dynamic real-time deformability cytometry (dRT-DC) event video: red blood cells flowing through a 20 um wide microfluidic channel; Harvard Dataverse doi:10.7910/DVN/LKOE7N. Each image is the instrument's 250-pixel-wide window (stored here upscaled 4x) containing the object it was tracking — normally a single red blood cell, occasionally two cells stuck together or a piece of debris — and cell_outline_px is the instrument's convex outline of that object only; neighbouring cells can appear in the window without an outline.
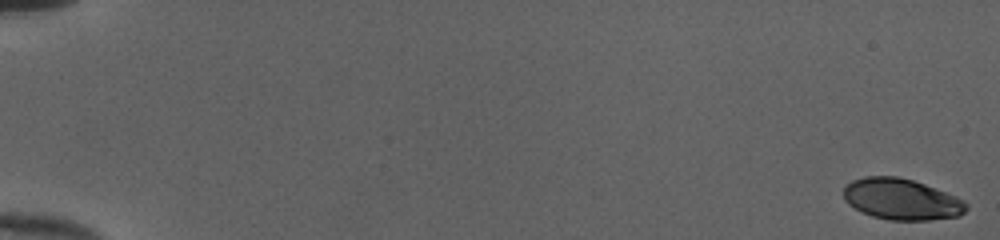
{"species": "human", "species_latin": "Homo sapiens", "temperature_condition": "cold", "stored_images_in_passage": 53, "camera_frame_rate_fps": 3000, "um_per_image_px": 0.085, "donor": {"sex": "female"}, "frame": {"image": 1, "passage_image": 1, "time_ms": 0.0, "image_size_px": [1000, 240], "cell_outline_px": [[968, 208], [960, 216], [928, 220], [888, 220], [872, 216], [848, 204], [844, 200], [844, 188], [852, 180], [864, 176], [896, 176], [912, 180], [924, 184], [956, 196], [964, 200], [968, 204]], "centroid_in_image_um": [76.64, 16.94], "position_along_channel_um": 8.4, "area_um2": 29.36}}
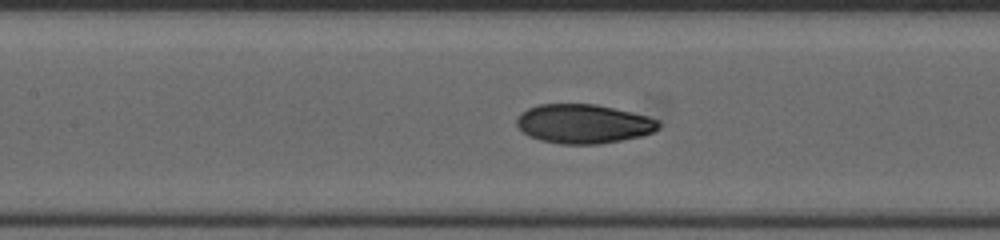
{"frame": {"image": 2, "passage_image": 27, "time_ms": 8.667, "image_size_px": [1000, 240], "cell_outline_px": [[660, 128], [644, 136], [600, 144], [560, 144], [540, 140], [528, 136], [516, 124], [516, 120], [520, 112], [528, 108], [540, 104], [596, 104], [632, 112], [648, 116], [660, 120]], "centroid_in_image_um": [49.62, 10.53], "position_along_channel_um": 157.8, "area_um2": 32.66}}
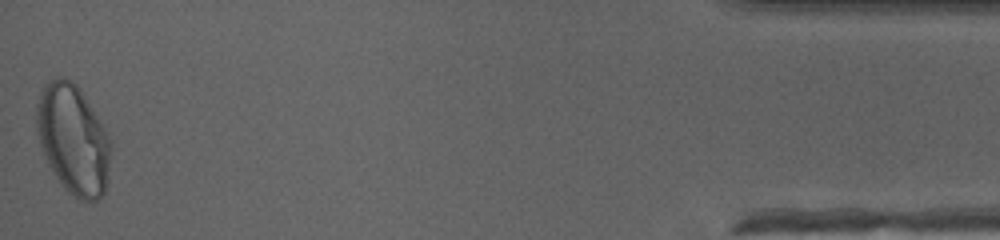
{"frame": {"image": 3, "passage_image": 53, "time_ms": 17.333, "image_size_px": [1000, 240], "cell_outline_px": [[112, 148], [108, 180], [104, 192], [96, 200], [80, 200], [72, 196], [64, 188], [48, 164], [40, 144], [36, 132], [36, 104], [40, 92], [44, 84], [48, 80], [56, 76], [64, 76], [72, 80], [80, 88], [112, 140]], "centroid_in_image_um": [6.22, 11.81], "position_along_channel_um": 429.0, "area_um2": 47.97}, "authors_computed_cell_mechanics": {"area_um2": 31.9056, "velocity_mm_per_s": 4.0266, "shape_relaxation_time_tau1_ms": 4.7281, "shape_relaxation_time_tau2_ms": 1.2393, "deformation_change_tau1": 0.1887, "deformation_change_tau2": 0.0476}}